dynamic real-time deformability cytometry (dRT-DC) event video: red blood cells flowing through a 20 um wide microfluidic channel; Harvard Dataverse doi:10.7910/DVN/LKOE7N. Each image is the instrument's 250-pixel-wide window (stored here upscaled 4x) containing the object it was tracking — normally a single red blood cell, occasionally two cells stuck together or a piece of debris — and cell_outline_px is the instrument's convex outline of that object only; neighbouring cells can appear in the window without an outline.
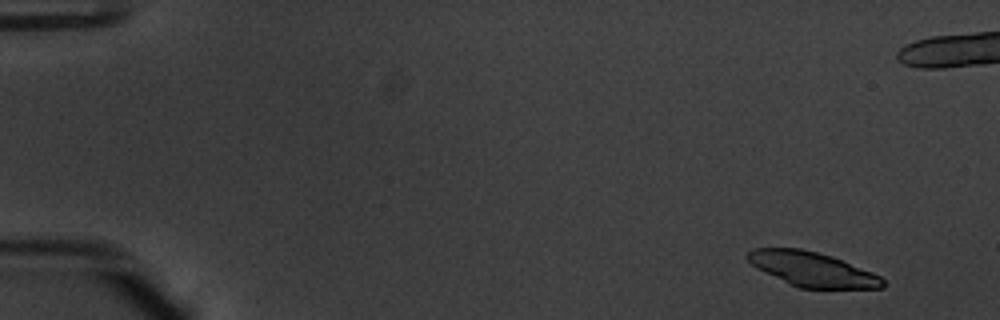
{"species": "common noctule bat (a hibernating species)", "species_latin": "Nyctalus noctula", "temperature_condition": "warm", "stored_images_in_passage": 16, "camera_frame_rate_fps": 3000, "um_per_image_px": 0.085, "animal": {"sex": "male", "body_mass_g": 20.1, "forearm_length_mm": 53.5}, "frame": {"image": 1, "passage_image": 1, "time_ms": 0.0, "image_size_px": [1000, 320], "cell_outline_px": [[884, 288], [800, 288], [788, 284], [756, 268], [744, 256], [752, 248], [800, 248], [832, 256], [872, 272], [880, 276], [884, 280]], "centroid_in_image_um": [69.0, 22.88], "position_along_channel_um": 16.0, "area_um2": 27.11}}